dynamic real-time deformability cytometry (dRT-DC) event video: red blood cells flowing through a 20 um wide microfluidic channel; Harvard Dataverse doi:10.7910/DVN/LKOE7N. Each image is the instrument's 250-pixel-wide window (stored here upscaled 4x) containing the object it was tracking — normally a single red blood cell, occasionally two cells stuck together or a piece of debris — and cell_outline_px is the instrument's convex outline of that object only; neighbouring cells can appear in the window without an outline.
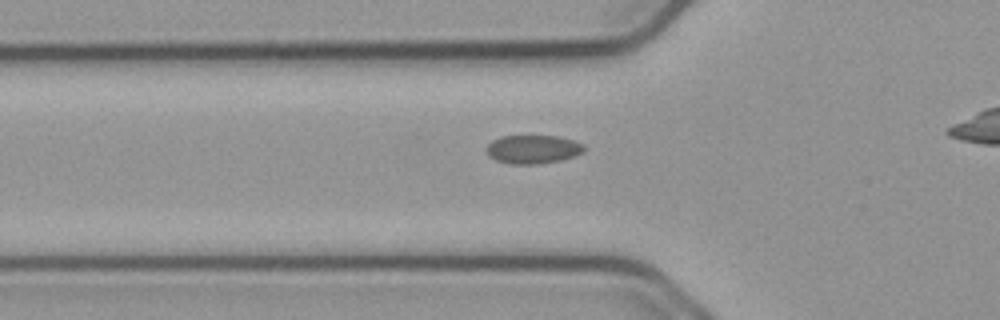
{"species": "common noctule bat (a hibernating species)", "species_latin": "Nyctalus noctula", "temperature_condition": "cold", "stored_images_in_passage": 33, "camera_frame_rate_fps": 3000, "um_per_image_px": 0.085, "animal": {"sex": "male", "body_mass_g": 23.1, "forearm_length_mm": 52.7}, "frame": {"image": 1, "passage_image": 4, "time_ms": 1.0, "image_size_px": [1000, 320], "cell_outline_px": [[584, 152], [560, 160], [540, 164], [512, 164], [496, 160], [488, 156], [488, 144], [492, 140], [500, 136], [556, 136], [572, 140], [584, 144]], "centroid_in_image_um": [45.29, 12.69], "position_along_channel_um": 80.5, "area_um2": 16.13}}
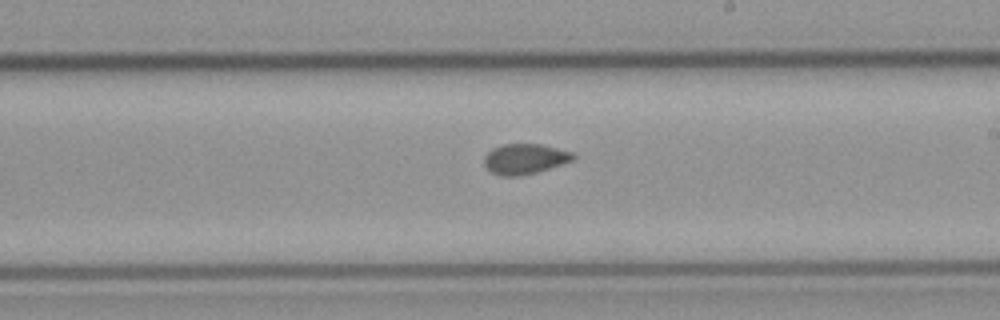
{"frame": {"image": 2, "passage_image": 17, "time_ms": 5.333, "image_size_px": [1000, 320], "cell_outline_px": [[576, 156], [572, 160], [564, 164], [536, 172], [520, 176], [500, 176], [492, 172], [484, 164], [484, 156], [492, 148], [504, 144], [540, 144], [576, 152]], "centroid_in_image_um": [44.64, 13.5], "position_along_channel_um": 244.4, "area_um2": 15.84}}
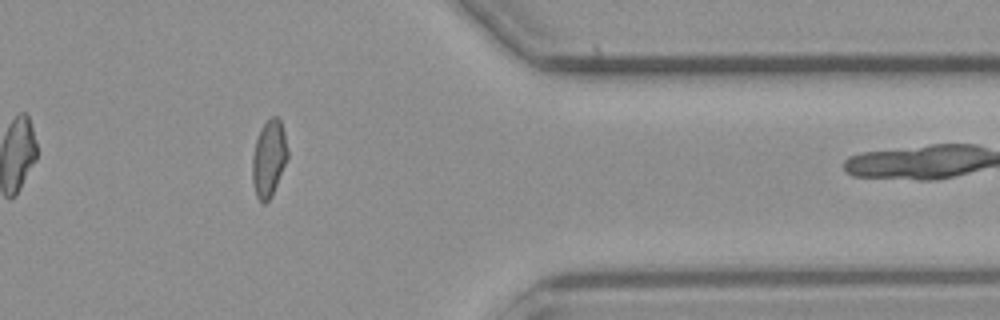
{"frame": {"image": 3, "passage_image": 30, "time_ms": 9.667, "image_size_px": [1000, 320], "cell_outline_px": [[288, 156], [272, 196], [264, 204], [260, 204], [256, 196], [252, 180], [252, 156], [256, 140], [260, 128], [272, 116], [276, 116], [280, 120], [284, 132], [288, 152]], "centroid_in_image_um": [22.84, 13.5], "position_along_channel_um": 388.6, "area_um2": 15.78}}